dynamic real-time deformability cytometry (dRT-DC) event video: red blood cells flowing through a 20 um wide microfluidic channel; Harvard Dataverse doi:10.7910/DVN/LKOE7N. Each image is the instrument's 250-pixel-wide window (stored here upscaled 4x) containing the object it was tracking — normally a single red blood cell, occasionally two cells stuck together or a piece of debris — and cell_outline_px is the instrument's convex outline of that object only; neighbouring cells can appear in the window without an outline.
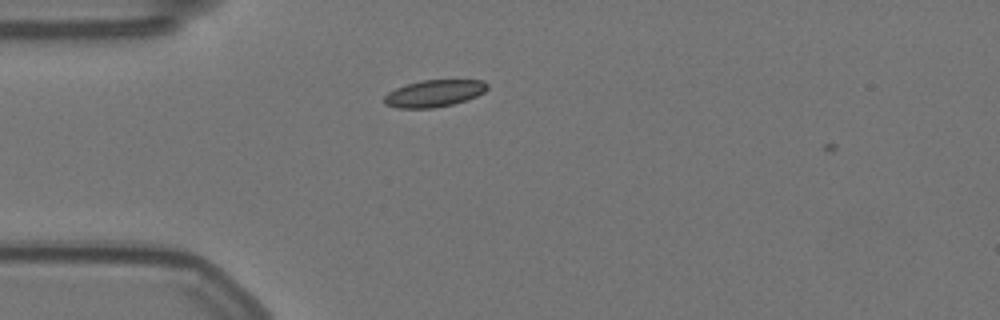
{"species": "Egyptian fruit bat (a non-hibernating species)", "species_latin": "Rousettus aegyptiacus", "temperature_condition": "warm", "stored_images_in_passage": 44, "camera_frame_rate_fps": 3000, "um_per_image_px": 0.085, "animal": {"sex": "female"}, "frame": {"image": 1, "passage_image": 5, "time_ms": 1.333, "image_size_px": [1000, 320], "cell_outline_px": [[488, 88], [484, 92], [476, 96], [452, 104], [432, 108], [396, 108], [384, 104], [384, 96], [388, 92], [396, 88], [420, 80], [484, 80], [488, 84]], "centroid_in_image_um": [36.89, 7.93], "position_along_channel_um": 48.1, "area_um2": 16.13}}
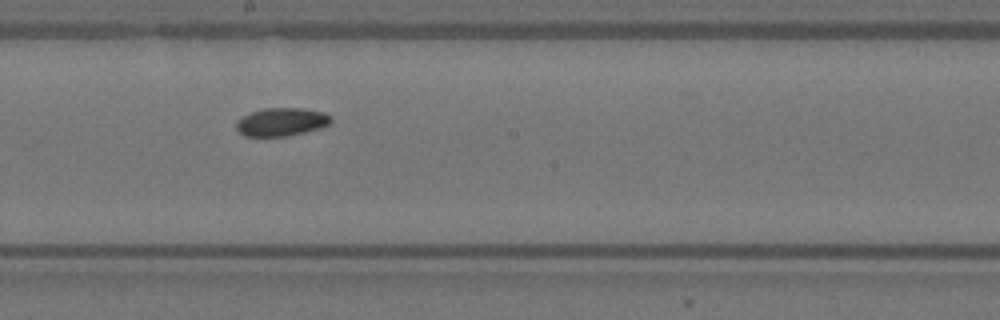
{"frame": {"image": 2, "passage_image": 21, "time_ms": 6.667, "image_size_px": [1000, 320], "cell_outline_px": [[332, 120], [328, 124], [320, 128], [288, 136], [244, 136], [236, 128], [236, 120], [252, 112], [264, 108], [300, 108], [324, 112], [332, 116]], "centroid_in_image_um": [23.93, 10.36], "position_along_channel_um": 224.3, "area_um2": 15.49}}
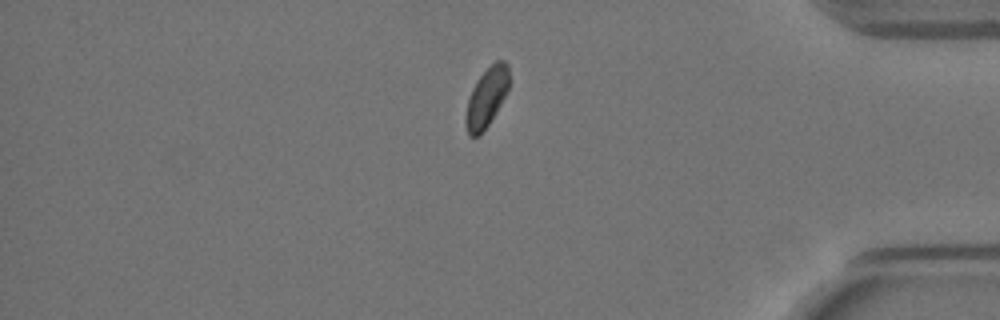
{"frame": {"image": 3, "passage_image": 38, "time_ms": 12.333, "image_size_px": [1000, 320], "cell_outline_px": [[508, 92], [488, 124], [480, 136], [468, 136], [464, 120], [464, 116], [468, 100], [472, 88], [476, 80], [496, 60], [504, 60], [508, 64]], "centroid_in_image_um": [41.34, 8.3], "position_along_channel_um": 393.9, "area_um2": 14.97}}